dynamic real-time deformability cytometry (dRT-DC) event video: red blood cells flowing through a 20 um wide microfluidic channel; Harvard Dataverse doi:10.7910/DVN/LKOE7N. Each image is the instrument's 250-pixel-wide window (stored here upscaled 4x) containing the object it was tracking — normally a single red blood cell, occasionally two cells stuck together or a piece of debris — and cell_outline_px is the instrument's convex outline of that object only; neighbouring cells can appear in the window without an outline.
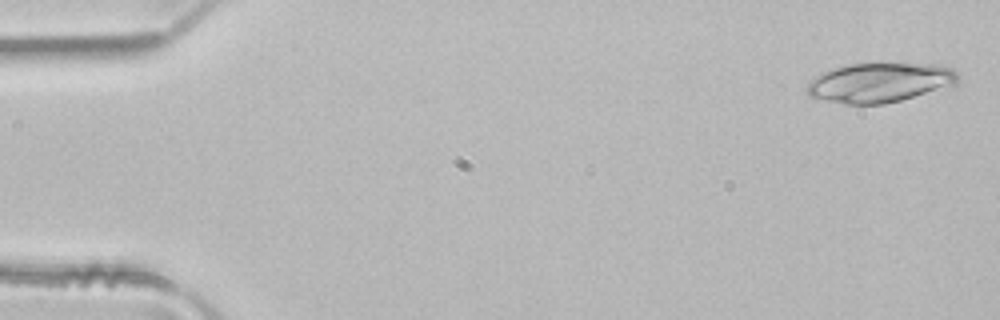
{"species": "common noctule bat (a hibernating species)", "species_latin": "Nyctalus noctula", "temperature_condition": "room temperature", "stored_images_in_passage": 3, "camera_frame_rate_fps": 3000, "um_per_image_px": 0.085, "animal": {"sex": "male", "body_mass_g": 21.5, "forearm_length_mm": 52.0}, "frame": {"image": 1, "passage_image": 1, "time_ms": 0.0, "image_size_px": [1000, 320], "cell_outline_px": [[956, 84], [900, 100], [884, 104], [844, 104], [808, 96], [808, 80], [820, 72], [832, 68], [848, 64], [872, 60], [884, 60], [940, 64], [952, 68], [956, 72]], "centroid_in_image_um": [74.74, 6.94], "position_along_channel_um": 10.3, "area_um2": 36.01}}